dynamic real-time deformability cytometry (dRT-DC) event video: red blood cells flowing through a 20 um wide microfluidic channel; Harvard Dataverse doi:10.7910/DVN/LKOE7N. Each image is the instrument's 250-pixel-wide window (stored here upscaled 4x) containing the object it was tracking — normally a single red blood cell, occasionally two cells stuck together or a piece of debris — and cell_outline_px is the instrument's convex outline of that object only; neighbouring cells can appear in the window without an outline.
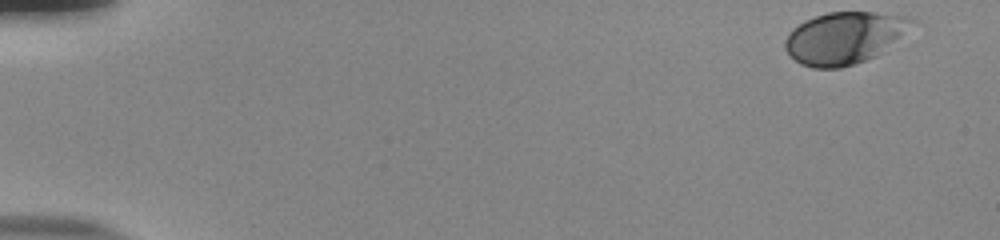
{"species": "human", "species_latin": "Homo sapiens", "temperature_condition": "room temperature", "stored_images_in_passage": 53, "camera_frame_rate_fps": 3000, "um_per_image_px": 0.085, "donor": {"sex": "male"}, "frame": {"image": 1, "passage_image": 1, "time_ms": 0.0, "image_size_px": [1000, 240], "cell_outline_px": [[916, 20], [884, 52], [876, 56], [840, 68], [812, 68], [800, 64], [784, 48], [784, 40], [792, 28], [804, 20], [828, 12], [876, 12], [908, 16]], "centroid_in_image_um": [71.74, 3.21], "position_along_channel_um": 13.3, "area_um2": 38.26}}
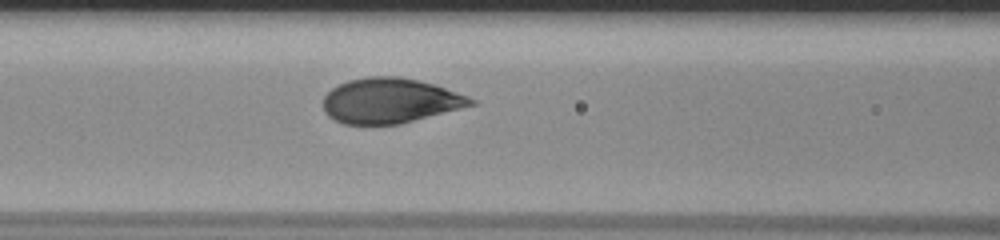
{"frame": {"image": 2, "passage_image": 23, "time_ms": 7.333, "image_size_px": [1000, 240], "cell_outline_px": [[476, 104], [400, 124], [344, 124], [328, 116], [324, 112], [324, 96], [332, 88], [348, 80], [368, 76], [400, 76], [432, 84], [468, 96], [476, 100]], "centroid_in_image_um": [33.13, 8.56], "position_along_channel_um": 133.5, "area_um2": 38.49}}
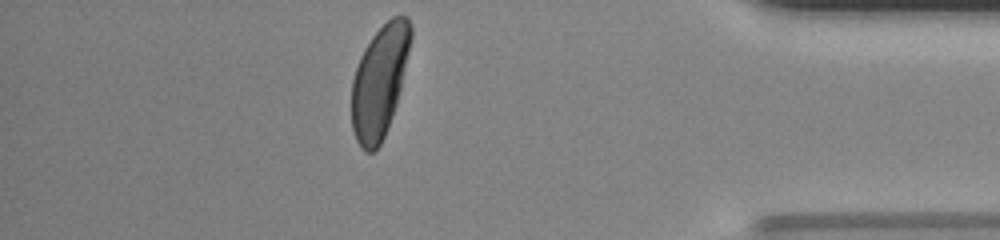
{"frame": {"image": 3, "passage_image": 47, "time_ms": 15.333, "image_size_px": [1000, 240], "cell_outline_px": [[412, 36], [400, 88], [396, 104], [384, 136], [380, 144], [372, 152], [364, 152], [360, 148], [356, 140], [352, 128], [352, 80], [360, 56], [364, 48], [372, 36], [392, 16], [408, 16], [412, 24]], "centroid_in_image_um": [32.25, 6.91], "position_along_channel_um": 402.9, "area_um2": 38.26}, "authors_computed_cell_mechanics": {"area_um2": 38.6104, "velocity_mm_per_s": 3.7584, "shape_relaxation_time_tau1_ms": 2.5285, "shape_relaxation_time_tau2_ms": null, "deformation_change_tau1": 0.1555, "deformation_change_tau2": null}}